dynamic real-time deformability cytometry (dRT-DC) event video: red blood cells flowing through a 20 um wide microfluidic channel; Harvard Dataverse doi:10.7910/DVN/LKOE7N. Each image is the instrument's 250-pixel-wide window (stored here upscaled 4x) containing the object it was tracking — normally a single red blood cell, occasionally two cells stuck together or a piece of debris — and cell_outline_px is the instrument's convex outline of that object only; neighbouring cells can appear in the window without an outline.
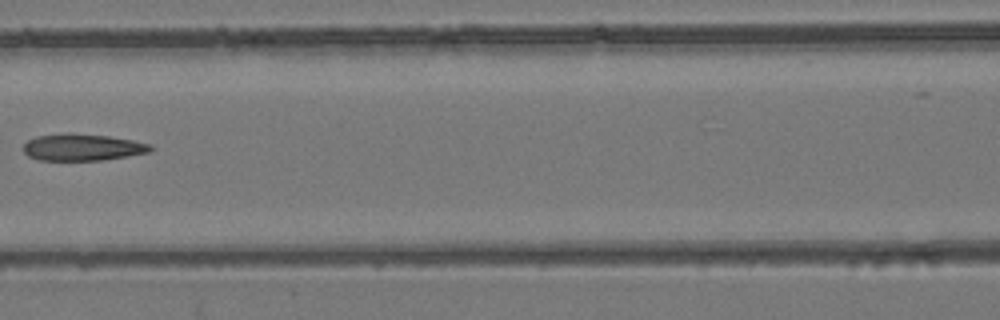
{"species": "common noctule bat (a hibernating species)", "species_latin": "Nyctalus noctula", "temperature_condition": "room temperature", "stored_images_in_passage": 8, "camera_frame_rate_fps": 3000, "um_per_image_px": 0.085, "animal": {"sex": "female", "body_mass_g": 24.6, "forearm_length_mm": 56.2}, "frame": {"image": 1, "passage_image": 6, "time_ms": 6.667, "image_size_px": [1000, 320], "cell_outline_px": [[152, 148], [148, 152], [128, 156], [104, 160], [40, 160], [28, 156], [24, 152], [24, 144], [28, 140], [36, 136], [64, 132], [72, 132], [108, 136], [132, 140], [152, 144]], "centroid_in_image_um": [6.99, 12.5], "position_along_channel_um": 159.6, "area_um2": 20.0}}
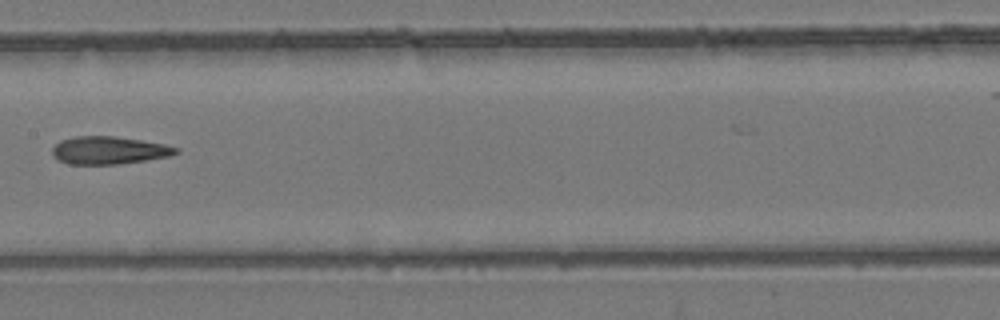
{"frame": {"image": 2, "passage_image": 7, "time_ms": 7.667, "image_size_px": [1000, 320], "cell_outline_px": [[180, 152], [168, 156], [148, 160], [120, 164], [68, 164], [52, 156], [52, 148], [60, 140], [76, 136], [112, 136], [140, 140], [164, 144], [180, 148]], "centroid_in_image_um": [9.26, 12.78], "position_along_channel_um": 198.1, "area_um2": 20.0}}